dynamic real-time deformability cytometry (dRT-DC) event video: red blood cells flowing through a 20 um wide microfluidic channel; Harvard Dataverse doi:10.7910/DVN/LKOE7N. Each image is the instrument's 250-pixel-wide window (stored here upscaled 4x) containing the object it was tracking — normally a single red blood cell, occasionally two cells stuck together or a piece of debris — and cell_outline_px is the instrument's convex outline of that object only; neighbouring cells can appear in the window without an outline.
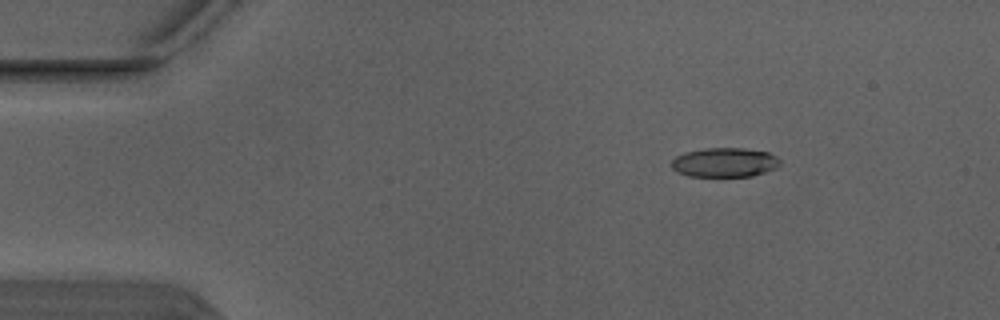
{"species": "Egyptian fruit bat (a non-hibernating species)", "species_latin": "Rousettus aegyptiacus", "temperature_condition": "warm", "stored_images_in_passage": 3, "camera_frame_rate_fps": 3000, "um_per_image_px": 0.085, "animal": {"sex": "male"}, "frame": {"image": 1, "passage_image": 1, "time_ms": 0.0, "image_size_px": [1000, 320], "cell_outline_px": [[780, 164], [776, 168], [752, 176], [688, 176], [676, 172], [672, 168], [672, 160], [676, 156], [684, 152], [704, 148], [744, 148], [768, 152], [776, 156], [780, 160]], "centroid_in_image_um": [61.58, 13.8], "position_along_channel_um": 23.4, "area_um2": 18.61}}